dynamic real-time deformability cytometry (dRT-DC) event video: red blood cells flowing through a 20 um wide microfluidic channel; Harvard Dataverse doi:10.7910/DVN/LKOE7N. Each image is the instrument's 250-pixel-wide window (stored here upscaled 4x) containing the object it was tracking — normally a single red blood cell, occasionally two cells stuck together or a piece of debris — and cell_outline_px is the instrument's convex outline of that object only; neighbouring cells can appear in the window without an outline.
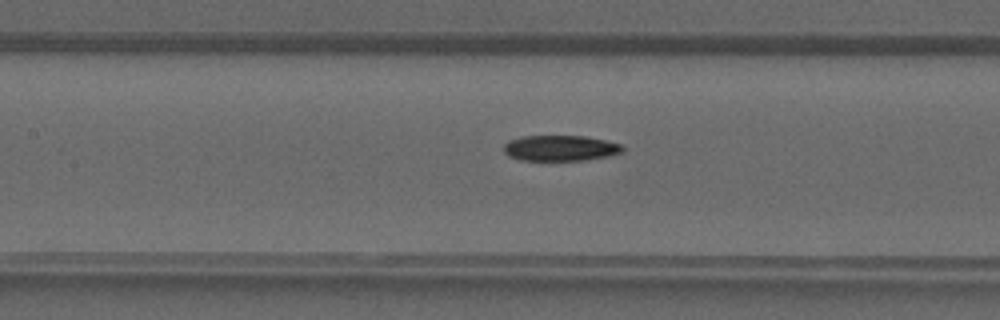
{"species": "common noctule bat (a hibernating species)", "species_latin": "Nyctalus noctula", "temperature_condition": "warm", "stored_images_in_passage": 30, "camera_frame_rate_fps": 3000, "um_per_image_px": 0.085, "animal": {"sex": "male", "forearm_length_mm": 52.5}, "frame": {"image": 1, "passage_image": 11, "time_ms": 3.333, "image_size_px": [1000, 320], "cell_outline_px": [[624, 152], [612, 156], [588, 160], [520, 160], [508, 156], [504, 152], [504, 144], [508, 140], [520, 136], [584, 136], [624, 144]], "centroid_in_image_um": [47.67, 12.59], "position_along_channel_um": 159.7, "area_um2": 18.09}}
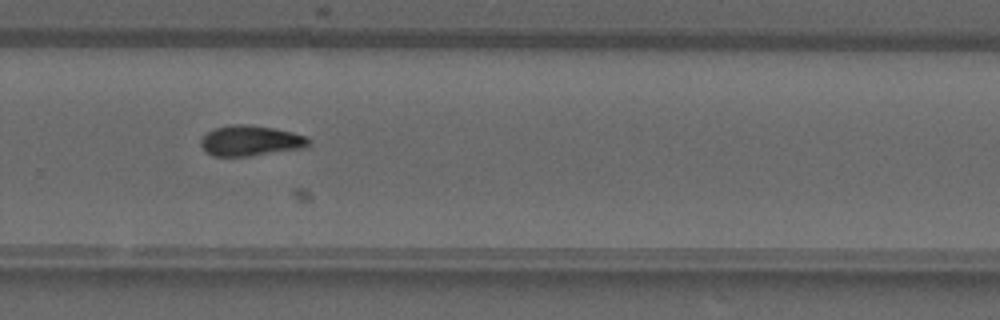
{"frame": {"image": 2, "passage_image": 20, "time_ms": 6.333, "image_size_px": [1000, 320], "cell_outline_px": [[308, 144], [300, 148], [252, 156], [212, 156], [200, 144], [200, 140], [208, 132], [216, 128], [232, 124], [248, 124], [272, 128], [292, 132], [308, 136]], "centroid_in_image_um": [21.27, 11.96], "position_along_channel_um": 308.5, "area_um2": 18.84}}
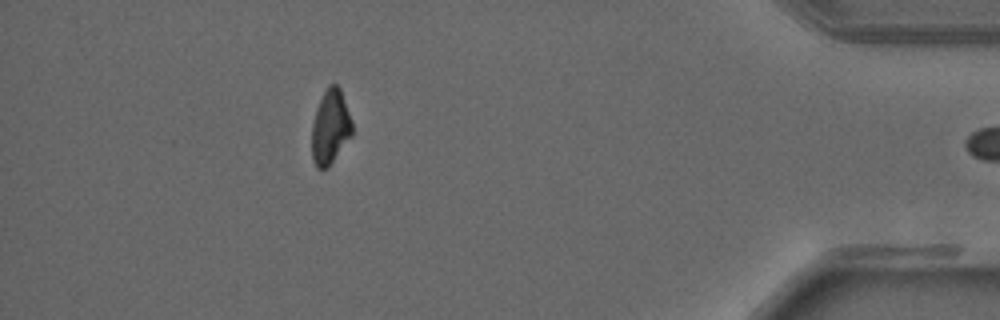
{"frame": {"image": 3, "passage_image": 29, "time_ms": 9.333, "image_size_px": [1000, 320], "cell_outline_px": [[352, 136], [328, 168], [316, 168], [312, 160], [312, 124], [316, 108], [328, 84], [336, 84], [340, 88], [352, 120]], "centroid_in_image_um": [28.08, 10.81], "position_along_channel_um": 407.1, "area_um2": 17.63}}